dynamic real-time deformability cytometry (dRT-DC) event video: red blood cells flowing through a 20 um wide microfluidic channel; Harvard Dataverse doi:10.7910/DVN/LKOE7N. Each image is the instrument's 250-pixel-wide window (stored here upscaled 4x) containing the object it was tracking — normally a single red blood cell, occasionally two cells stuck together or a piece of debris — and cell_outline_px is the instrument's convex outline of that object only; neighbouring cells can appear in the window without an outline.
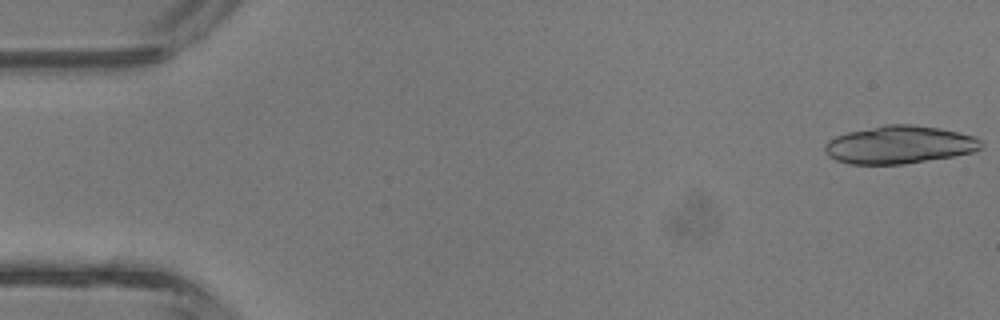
{"species": "common noctule bat (a hibernating species)", "species_latin": "Nyctalus noctula", "temperature_condition": "room temperature", "stored_images_in_passage": 42, "camera_frame_rate_fps": 3000, "um_per_image_px": 0.085, "animal": {"sex": "male", "body_mass_g": 13.3}, "frame": {"image": 1, "passage_image": 1, "time_ms": 0.0, "image_size_px": [1000, 320], "cell_outline_px": [[984, 144], [980, 148], [972, 152], [952, 156], [904, 164], [848, 164], [836, 160], [828, 156], [824, 152], [824, 144], [828, 140], [836, 136], [848, 132], [888, 124], [912, 124], [940, 128], [976, 136]], "centroid_in_image_um": [76.43, 12.3], "position_along_channel_um": 8.6, "area_um2": 34.51}}
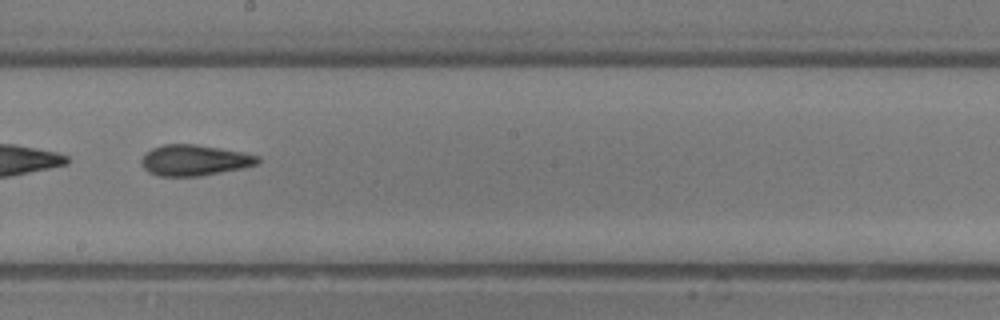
{"frame": {"image": 2, "passage_image": 24, "time_ms": 7.667, "image_size_px": [1000, 320], "cell_outline_px": [[260, 160], [256, 164], [244, 168], [200, 176], [160, 176], [148, 172], [140, 164], [140, 160], [144, 152], [152, 148], [164, 144], [196, 144], [244, 152], [260, 156]], "centroid_in_image_um": [16.5, 13.61], "position_along_channel_um": 231.7, "area_um2": 21.15}}
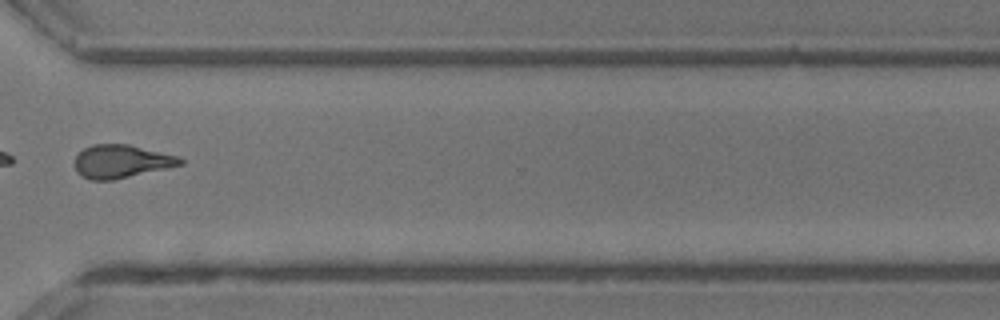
{"frame": {"image": 3, "passage_image": 32, "time_ms": 10.333, "image_size_px": [1000, 320], "cell_outline_px": [[184, 164], [112, 180], [92, 180], [80, 176], [76, 172], [76, 156], [84, 148], [92, 144], [128, 144], [176, 156], [184, 160]], "centroid_in_image_um": [10.28, 13.72], "position_along_channel_um": 360.3, "area_um2": 20.11}, "authors_computed_cell_mechanics": {"area_um2": 21.3571, "velocity_mm_per_s": 4.8453, "shape_relaxation_time_tau1_ms": 8.0264, "shape_relaxation_time_tau2_ms": 4.2343, "deformation_change_tau1": 0.223, "deformation_change_tau2": 0.151}}